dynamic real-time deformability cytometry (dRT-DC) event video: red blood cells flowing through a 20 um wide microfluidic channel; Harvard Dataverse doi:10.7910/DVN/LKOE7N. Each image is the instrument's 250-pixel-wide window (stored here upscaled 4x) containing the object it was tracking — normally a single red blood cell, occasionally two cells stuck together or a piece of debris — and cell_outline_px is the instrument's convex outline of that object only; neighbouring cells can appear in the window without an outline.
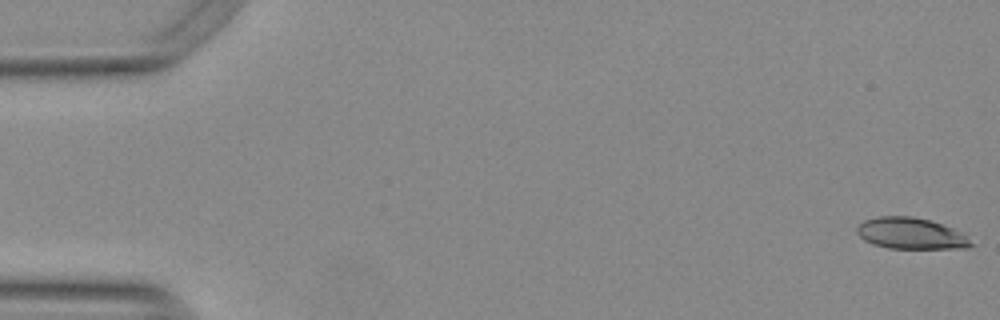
{"species": "Egyptian fruit bat (a non-hibernating species)", "species_latin": "Rousettus aegyptiacus", "temperature_condition": "warm", "stored_images_in_passage": 12, "camera_frame_rate_fps": 3000, "um_per_image_px": 0.085, "animal": {"sex": "female"}, "frame": {"image": 1, "passage_image": 1, "time_ms": 0.0, "image_size_px": [1000, 320], "cell_outline_px": [[976, 244], [968, 248], [888, 248], [872, 244], [864, 240], [856, 232], [856, 228], [864, 220], [876, 216], [912, 216], [932, 220], [952, 228]], "centroid_in_image_um": [77.39, 19.84], "position_along_channel_um": 7.6, "area_um2": 20.81}}